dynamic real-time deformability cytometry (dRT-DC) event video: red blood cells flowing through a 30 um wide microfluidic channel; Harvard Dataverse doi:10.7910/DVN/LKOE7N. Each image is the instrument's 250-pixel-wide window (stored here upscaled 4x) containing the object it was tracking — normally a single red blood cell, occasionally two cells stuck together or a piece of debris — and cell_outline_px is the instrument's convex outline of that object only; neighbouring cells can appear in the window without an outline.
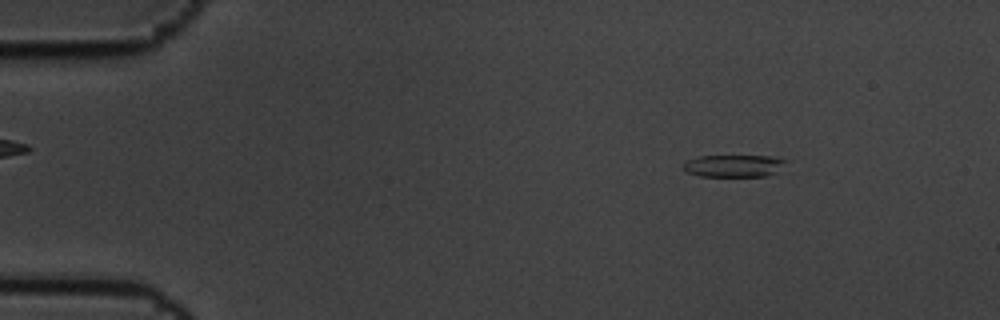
{"species": "common noctule bat (a hibernating species)", "species_latin": "Nyctalus noctula", "temperature_condition": "cold", "stored_images_in_passage": 4, "camera_frame_rate_fps": 3000, "um_per_image_px": 0.085, "animal": {"sex": "male", "body_mass_g": 19.5, "forearm_length_mm": 54.6}, "frame": {"image": 1, "passage_image": 2, "time_ms": 0.333, "image_size_px": [1000, 320], "cell_outline_px": [[788, 172], [768, 176], [700, 176], [688, 172], [680, 168], [688, 160], [700, 156], [772, 156], [788, 160]], "centroid_in_image_um": [62.58, 14.11], "position_along_channel_um": 22.4, "area_um2": 13.93}}
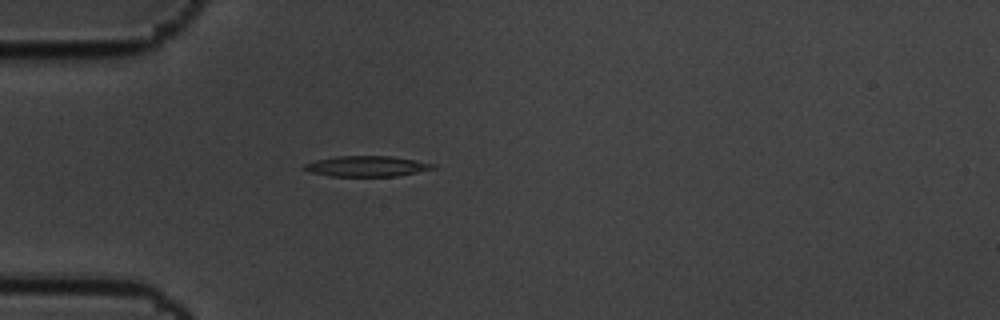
{"frame": {"image": 2, "passage_image": 4, "time_ms": 1.0, "image_size_px": [1000, 320], "cell_outline_px": [[436, 168], [396, 176], [328, 176], [312, 172], [304, 168], [304, 164], [316, 160], [336, 156], [392, 156], [416, 160], [436, 164]], "centroid_in_image_um": [31.2, 14.12], "position_along_channel_um": 53.8, "area_um2": 15.32}}